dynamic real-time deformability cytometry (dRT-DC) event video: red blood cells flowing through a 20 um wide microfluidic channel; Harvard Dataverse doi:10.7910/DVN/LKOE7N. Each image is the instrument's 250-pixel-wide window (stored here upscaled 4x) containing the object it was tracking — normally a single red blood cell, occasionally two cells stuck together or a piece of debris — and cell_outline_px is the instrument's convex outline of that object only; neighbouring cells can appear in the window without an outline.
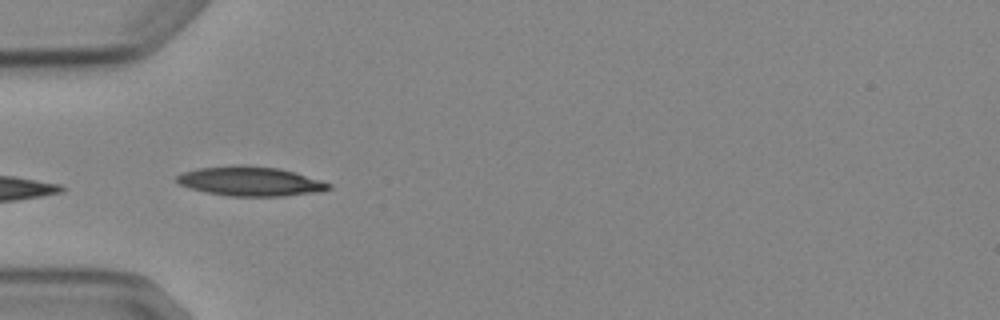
{"species": "Egyptian fruit bat (a non-hibernating species)", "species_latin": "Rousettus aegyptiacus", "temperature_condition": "cold", "stored_images_in_passage": 6, "camera_frame_rate_fps": 3000, "um_per_image_px": 0.085, "animal": {"sex": "female"}, "frame": {"image": 1, "passage_image": 4, "time_ms": 3.333, "image_size_px": [1000, 320], "cell_outline_px": [[332, 188], [320, 192], [284, 196], [228, 196], [188, 188], [180, 184], [176, 180], [176, 176], [184, 172], [200, 168], [240, 164], [244, 164], [276, 168], [292, 172], [320, 180], [332, 184]], "centroid_in_image_um": [21.28, 15.41], "position_along_channel_um": 63.7, "area_um2": 25.89}}
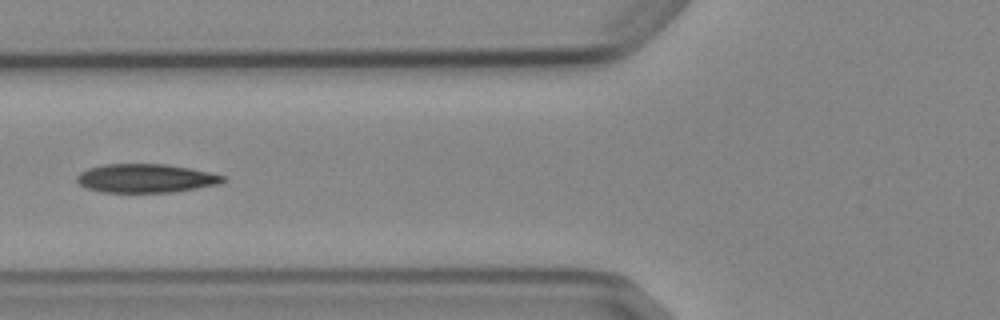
{"frame": {"image": 2, "passage_image": 5, "time_ms": 4.667, "image_size_px": [1000, 320], "cell_outline_px": [[224, 180], [220, 184], [172, 192], [100, 192], [88, 188], [80, 184], [76, 180], [76, 176], [80, 172], [88, 168], [104, 164], [164, 164], [192, 168], [224, 176]], "centroid_in_image_um": [12.36, 15.15], "position_along_channel_um": 113.4, "area_um2": 24.33}}